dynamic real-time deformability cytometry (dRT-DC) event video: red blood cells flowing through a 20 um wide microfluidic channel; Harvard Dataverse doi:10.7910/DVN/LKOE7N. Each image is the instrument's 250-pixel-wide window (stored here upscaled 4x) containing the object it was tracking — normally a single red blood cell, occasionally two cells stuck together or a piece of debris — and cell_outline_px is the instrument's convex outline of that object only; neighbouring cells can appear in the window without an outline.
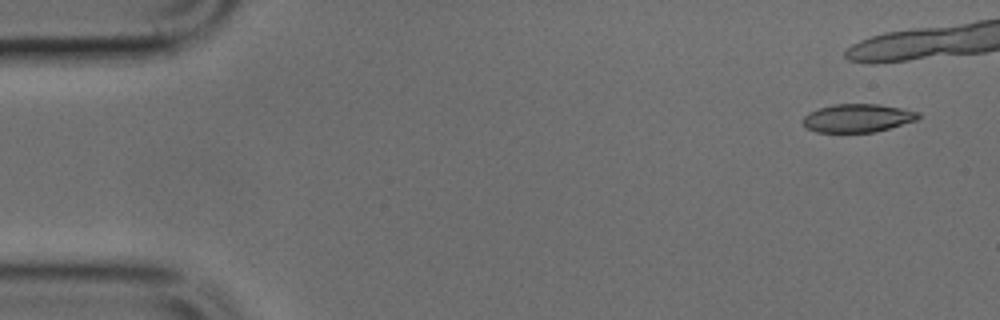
{"species": "common noctule bat (a hibernating species)", "species_latin": "Nyctalus noctula", "temperature_condition": "cold", "stored_images_in_passage": 7, "camera_frame_rate_fps": 3000, "um_per_image_px": 0.085, "animal": {"sex": "male", "body_mass_g": 17.9, "forearm_length_mm": 54.2}, "frame": {"image": 1, "passage_image": 1, "time_ms": 0.0, "image_size_px": [1000, 320], "cell_outline_px": [[920, 116], [916, 120], [876, 132], [816, 132], [808, 128], [804, 124], [804, 116], [808, 112], [832, 104], [876, 104], [900, 108], [920, 112]], "centroid_in_image_um": [72.9, 10.03], "position_along_channel_um": 12.1, "area_um2": 18.84}}